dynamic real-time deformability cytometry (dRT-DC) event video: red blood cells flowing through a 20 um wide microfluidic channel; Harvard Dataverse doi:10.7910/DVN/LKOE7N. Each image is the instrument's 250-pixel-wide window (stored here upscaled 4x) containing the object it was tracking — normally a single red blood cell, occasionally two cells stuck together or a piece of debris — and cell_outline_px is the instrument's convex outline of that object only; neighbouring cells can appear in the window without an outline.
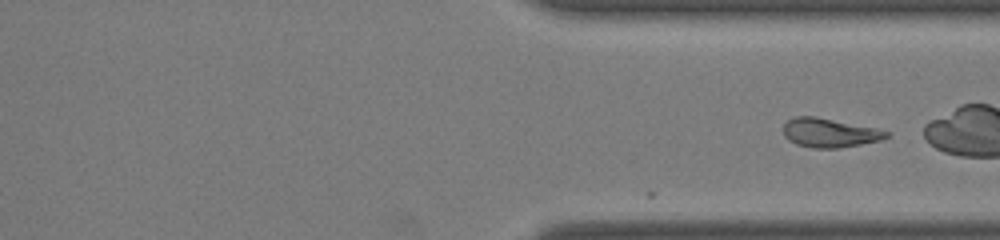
{"species": "common noctule bat (a hibernating species)", "species_latin": "Nyctalus noctula", "temperature_condition": "room temperature", "stored_images_in_passage": 27, "camera_frame_rate_fps": 3000, "um_per_image_px": 0.085, "animal": {"sex": "male", "body_mass_g": 19.0, "forearm_length_mm": 50.8}, "frame": {"image": 1, "passage_image": 27, "time_ms": 8.667, "image_size_px": [1000, 240], "cell_outline_px": [[892, 132], [888, 136], [880, 140], [840, 148], [812, 148], [796, 144], [788, 140], [784, 136], [784, 124], [788, 120], [796, 116], [816, 116], [876, 128]], "centroid_in_image_um": [70.51, 11.28], "position_along_channel_um": 340.9, "area_um2": 17.46}}